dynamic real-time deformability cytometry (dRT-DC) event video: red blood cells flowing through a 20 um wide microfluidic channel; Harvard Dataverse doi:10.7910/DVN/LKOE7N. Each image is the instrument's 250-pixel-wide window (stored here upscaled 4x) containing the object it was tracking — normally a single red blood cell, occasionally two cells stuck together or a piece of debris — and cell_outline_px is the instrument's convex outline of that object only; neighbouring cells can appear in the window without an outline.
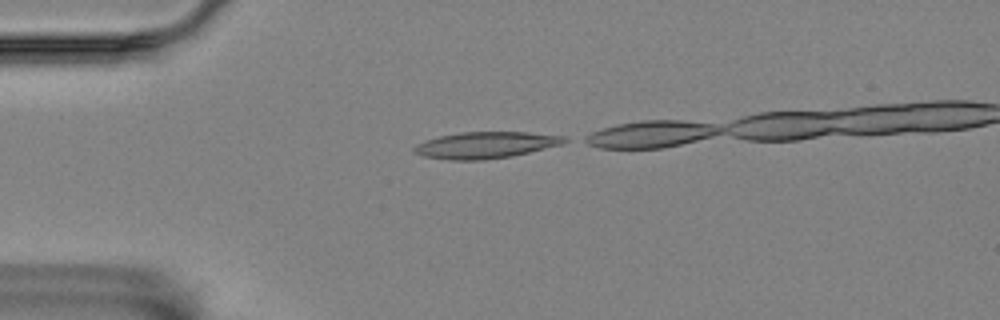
{"species": "Egyptian fruit bat (a non-hibernating species)", "species_latin": "Rousettus aegyptiacus", "temperature_condition": "room temperature", "stored_images_in_passage": 8, "camera_frame_rate_fps": 3000, "um_per_image_px": 0.085, "animal": {"sex": "female"}, "frame": {"image": 1, "passage_image": 1, "time_ms": 0.0, "image_size_px": [1000, 320], "cell_outline_px": [[572, 140], [564, 144], [512, 156], [484, 160], [448, 160], [424, 156], [412, 152], [412, 148], [416, 144], [424, 140], [440, 136], [460, 132], [528, 132], [568, 136]], "centroid_in_image_um": [41.33, 12.33], "position_along_channel_um": 43.7, "area_um2": 23.58}}